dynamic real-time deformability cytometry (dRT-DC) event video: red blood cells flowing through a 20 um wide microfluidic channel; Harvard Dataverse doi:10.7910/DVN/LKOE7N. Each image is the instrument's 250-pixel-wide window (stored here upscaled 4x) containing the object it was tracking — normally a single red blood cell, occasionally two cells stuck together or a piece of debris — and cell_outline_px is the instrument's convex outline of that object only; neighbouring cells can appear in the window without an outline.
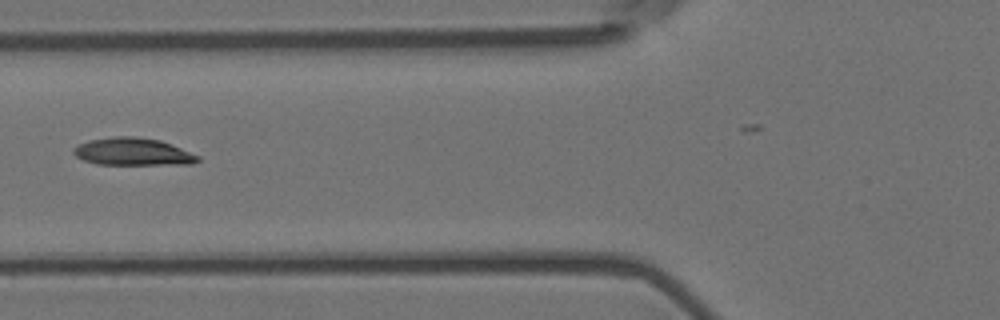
{"species": "Egyptian fruit bat (a non-hibernating species)", "species_latin": "Rousettus aegyptiacus", "temperature_condition": "room temperature", "stored_images_in_passage": 3, "camera_frame_rate_fps": 3000, "um_per_image_px": 0.085, "animal": {"sex": "female"}, "frame": {"image": 1, "passage_image": 3, "time_ms": 0.667, "image_size_px": [1000, 320], "cell_outline_px": [[200, 160], [192, 164], [96, 164], [84, 160], [76, 156], [72, 152], [72, 148], [88, 140], [116, 136], [136, 136], [160, 140], [172, 144], [200, 156]], "centroid_in_image_um": [11.3, 12.89], "position_along_channel_um": 114.5, "area_um2": 19.94}}